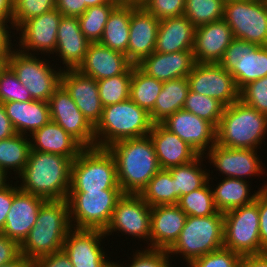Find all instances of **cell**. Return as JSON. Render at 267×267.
Wrapping results in <instances>:
<instances>
[{"mask_svg": "<svg viewBox=\"0 0 267 267\" xmlns=\"http://www.w3.org/2000/svg\"><path fill=\"white\" fill-rule=\"evenodd\" d=\"M73 160L59 154L30 150L19 188L45 200L67 199Z\"/></svg>", "mask_w": 267, "mask_h": 267, "instance_id": "1", "label": "cell"}, {"mask_svg": "<svg viewBox=\"0 0 267 267\" xmlns=\"http://www.w3.org/2000/svg\"><path fill=\"white\" fill-rule=\"evenodd\" d=\"M108 149L115 158L118 183L124 194H140L161 169L149 135L118 141Z\"/></svg>", "mask_w": 267, "mask_h": 267, "instance_id": "2", "label": "cell"}, {"mask_svg": "<svg viewBox=\"0 0 267 267\" xmlns=\"http://www.w3.org/2000/svg\"><path fill=\"white\" fill-rule=\"evenodd\" d=\"M71 229L67 199L47 200L38 212L35 225L20 245V252L34 261L61 251Z\"/></svg>", "mask_w": 267, "mask_h": 267, "instance_id": "3", "label": "cell"}, {"mask_svg": "<svg viewBox=\"0 0 267 267\" xmlns=\"http://www.w3.org/2000/svg\"><path fill=\"white\" fill-rule=\"evenodd\" d=\"M266 135L267 115L239 100L224 108L216 130V144L258 150Z\"/></svg>", "mask_w": 267, "mask_h": 267, "instance_id": "4", "label": "cell"}, {"mask_svg": "<svg viewBox=\"0 0 267 267\" xmlns=\"http://www.w3.org/2000/svg\"><path fill=\"white\" fill-rule=\"evenodd\" d=\"M153 122L149 113L131 99L103 107L101 120L95 126V147L147 136Z\"/></svg>", "mask_w": 267, "mask_h": 267, "instance_id": "5", "label": "cell"}, {"mask_svg": "<svg viewBox=\"0 0 267 267\" xmlns=\"http://www.w3.org/2000/svg\"><path fill=\"white\" fill-rule=\"evenodd\" d=\"M224 213L187 216L183 229L175 243L167 250L169 255H180L187 266L195 259L223 248Z\"/></svg>", "mask_w": 267, "mask_h": 267, "instance_id": "6", "label": "cell"}, {"mask_svg": "<svg viewBox=\"0 0 267 267\" xmlns=\"http://www.w3.org/2000/svg\"><path fill=\"white\" fill-rule=\"evenodd\" d=\"M121 189L117 166L108 148H84L73 160L69 193Z\"/></svg>", "mask_w": 267, "mask_h": 267, "instance_id": "7", "label": "cell"}, {"mask_svg": "<svg viewBox=\"0 0 267 267\" xmlns=\"http://www.w3.org/2000/svg\"><path fill=\"white\" fill-rule=\"evenodd\" d=\"M14 49L9 53L7 64L15 72L20 83L28 89L32 100L48 102L61 85L63 68L60 66L58 71L47 59Z\"/></svg>", "mask_w": 267, "mask_h": 267, "instance_id": "8", "label": "cell"}, {"mask_svg": "<svg viewBox=\"0 0 267 267\" xmlns=\"http://www.w3.org/2000/svg\"><path fill=\"white\" fill-rule=\"evenodd\" d=\"M123 194L121 189L69 193L67 201L72 228L104 231Z\"/></svg>", "mask_w": 267, "mask_h": 267, "instance_id": "9", "label": "cell"}, {"mask_svg": "<svg viewBox=\"0 0 267 267\" xmlns=\"http://www.w3.org/2000/svg\"><path fill=\"white\" fill-rule=\"evenodd\" d=\"M223 247L241 256L262 253L259 211L255 201L224 213Z\"/></svg>", "mask_w": 267, "mask_h": 267, "instance_id": "10", "label": "cell"}, {"mask_svg": "<svg viewBox=\"0 0 267 267\" xmlns=\"http://www.w3.org/2000/svg\"><path fill=\"white\" fill-rule=\"evenodd\" d=\"M223 19L234 38L267 46V8L262 0L225 2Z\"/></svg>", "mask_w": 267, "mask_h": 267, "instance_id": "11", "label": "cell"}, {"mask_svg": "<svg viewBox=\"0 0 267 267\" xmlns=\"http://www.w3.org/2000/svg\"><path fill=\"white\" fill-rule=\"evenodd\" d=\"M219 64L233 77L239 90L267 76V46L234 38Z\"/></svg>", "mask_w": 267, "mask_h": 267, "instance_id": "12", "label": "cell"}, {"mask_svg": "<svg viewBox=\"0 0 267 267\" xmlns=\"http://www.w3.org/2000/svg\"><path fill=\"white\" fill-rule=\"evenodd\" d=\"M151 207L139 194H123L117 201L111 219L103 231L107 236L113 232L142 238L150 242ZM125 233V234H124ZM148 240V241H147Z\"/></svg>", "mask_w": 267, "mask_h": 267, "instance_id": "13", "label": "cell"}, {"mask_svg": "<svg viewBox=\"0 0 267 267\" xmlns=\"http://www.w3.org/2000/svg\"><path fill=\"white\" fill-rule=\"evenodd\" d=\"M187 77L191 91L217 99L225 107L240 100L234 77L219 63H195Z\"/></svg>", "mask_w": 267, "mask_h": 267, "instance_id": "14", "label": "cell"}, {"mask_svg": "<svg viewBox=\"0 0 267 267\" xmlns=\"http://www.w3.org/2000/svg\"><path fill=\"white\" fill-rule=\"evenodd\" d=\"M50 118L76 139L84 148L95 147V127L60 85L49 101Z\"/></svg>", "mask_w": 267, "mask_h": 267, "instance_id": "15", "label": "cell"}, {"mask_svg": "<svg viewBox=\"0 0 267 267\" xmlns=\"http://www.w3.org/2000/svg\"><path fill=\"white\" fill-rule=\"evenodd\" d=\"M62 19V14L56 9L45 12L37 17L23 22L16 30L19 33L20 51L27 54L39 55L44 53L54 55L57 45V30ZM37 52V53H35ZM43 52V53H42Z\"/></svg>", "mask_w": 267, "mask_h": 267, "instance_id": "16", "label": "cell"}, {"mask_svg": "<svg viewBox=\"0 0 267 267\" xmlns=\"http://www.w3.org/2000/svg\"><path fill=\"white\" fill-rule=\"evenodd\" d=\"M105 237L102 230L72 228L64 240L62 250L73 267H113V262L107 259L109 257L101 246V240Z\"/></svg>", "mask_w": 267, "mask_h": 267, "instance_id": "17", "label": "cell"}, {"mask_svg": "<svg viewBox=\"0 0 267 267\" xmlns=\"http://www.w3.org/2000/svg\"><path fill=\"white\" fill-rule=\"evenodd\" d=\"M161 124L199 155H205V151L208 152L216 144L217 128L209 121L184 109L169 115Z\"/></svg>", "mask_w": 267, "mask_h": 267, "instance_id": "18", "label": "cell"}, {"mask_svg": "<svg viewBox=\"0 0 267 267\" xmlns=\"http://www.w3.org/2000/svg\"><path fill=\"white\" fill-rule=\"evenodd\" d=\"M257 153L254 149L227 148L215 144L205 154L210 165L212 163L219 173L224 174L223 177L246 180L261 173L265 175L264 165Z\"/></svg>", "mask_w": 267, "mask_h": 267, "instance_id": "19", "label": "cell"}, {"mask_svg": "<svg viewBox=\"0 0 267 267\" xmlns=\"http://www.w3.org/2000/svg\"><path fill=\"white\" fill-rule=\"evenodd\" d=\"M17 184L14 183V198L0 233L21 245L35 225L41 206L47 200L21 190Z\"/></svg>", "mask_w": 267, "mask_h": 267, "instance_id": "20", "label": "cell"}, {"mask_svg": "<svg viewBox=\"0 0 267 267\" xmlns=\"http://www.w3.org/2000/svg\"><path fill=\"white\" fill-rule=\"evenodd\" d=\"M159 22L142 6L131 5L129 43L125 55L133 65H138L154 52Z\"/></svg>", "mask_w": 267, "mask_h": 267, "instance_id": "21", "label": "cell"}, {"mask_svg": "<svg viewBox=\"0 0 267 267\" xmlns=\"http://www.w3.org/2000/svg\"><path fill=\"white\" fill-rule=\"evenodd\" d=\"M61 86L72 97L87 120L95 127L101 120L103 111L97 81L76 69H69L62 72Z\"/></svg>", "mask_w": 267, "mask_h": 267, "instance_id": "22", "label": "cell"}, {"mask_svg": "<svg viewBox=\"0 0 267 267\" xmlns=\"http://www.w3.org/2000/svg\"><path fill=\"white\" fill-rule=\"evenodd\" d=\"M233 39L232 30L223 18L196 27L193 48L195 63H219Z\"/></svg>", "mask_w": 267, "mask_h": 267, "instance_id": "23", "label": "cell"}, {"mask_svg": "<svg viewBox=\"0 0 267 267\" xmlns=\"http://www.w3.org/2000/svg\"><path fill=\"white\" fill-rule=\"evenodd\" d=\"M186 218L177 204L152 206L148 249L168 250L178 239Z\"/></svg>", "mask_w": 267, "mask_h": 267, "instance_id": "24", "label": "cell"}, {"mask_svg": "<svg viewBox=\"0 0 267 267\" xmlns=\"http://www.w3.org/2000/svg\"><path fill=\"white\" fill-rule=\"evenodd\" d=\"M132 66L124 53L96 42L90 43L83 62L76 70L97 81L125 74Z\"/></svg>", "mask_w": 267, "mask_h": 267, "instance_id": "25", "label": "cell"}, {"mask_svg": "<svg viewBox=\"0 0 267 267\" xmlns=\"http://www.w3.org/2000/svg\"><path fill=\"white\" fill-rule=\"evenodd\" d=\"M195 64L193 50H184L173 53L154 51L144 58L137 66L161 82L184 78L189 75Z\"/></svg>", "mask_w": 267, "mask_h": 267, "instance_id": "26", "label": "cell"}, {"mask_svg": "<svg viewBox=\"0 0 267 267\" xmlns=\"http://www.w3.org/2000/svg\"><path fill=\"white\" fill-rule=\"evenodd\" d=\"M90 42L85 38L78 17L62 16L57 30V45L54 53L64 65L63 70L77 69L83 62Z\"/></svg>", "mask_w": 267, "mask_h": 267, "instance_id": "27", "label": "cell"}, {"mask_svg": "<svg viewBox=\"0 0 267 267\" xmlns=\"http://www.w3.org/2000/svg\"><path fill=\"white\" fill-rule=\"evenodd\" d=\"M148 135L154 145L161 169H170L187 164L199 155L186 142L176 134L171 133L161 123H153Z\"/></svg>", "mask_w": 267, "mask_h": 267, "instance_id": "28", "label": "cell"}, {"mask_svg": "<svg viewBox=\"0 0 267 267\" xmlns=\"http://www.w3.org/2000/svg\"><path fill=\"white\" fill-rule=\"evenodd\" d=\"M195 28L185 15L160 20L154 51L173 53L193 50Z\"/></svg>", "mask_w": 267, "mask_h": 267, "instance_id": "29", "label": "cell"}, {"mask_svg": "<svg viewBox=\"0 0 267 267\" xmlns=\"http://www.w3.org/2000/svg\"><path fill=\"white\" fill-rule=\"evenodd\" d=\"M31 150L63 155L74 160L84 147L56 122L50 120L30 137Z\"/></svg>", "mask_w": 267, "mask_h": 267, "instance_id": "30", "label": "cell"}, {"mask_svg": "<svg viewBox=\"0 0 267 267\" xmlns=\"http://www.w3.org/2000/svg\"><path fill=\"white\" fill-rule=\"evenodd\" d=\"M3 105L15 131L21 135L30 136L51 120L49 103L45 101H11Z\"/></svg>", "mask_w": 267, "mask_h": 267, "instance_id": "31", "label": "cell"}, {"mask_svg": "<svg viewBox=\"0 0 267 267\" xmlns=\"http://www.w3.org/2000/svg\"><path fill=\"white\" fill-rule=\"evenodd\" d=\"M247 180L226 178L216 186L211 187L214 204L218 212L225 213L232 209L253 203L260 191L267 190V183L251 195V188ZM213 188V189H212ZM250 192V193H249Z\"/></svg>", "mask_w": 267, "mask_h": 267, "instance_id": "32", "label": "cell"}, {"mask_svg": "<svg viewBox=\"0 0 267 267\" xmlns=\"http://www.w3.org/2000/svg\"><path fill=\"white\" fill-rule=\"evenodd\" d=\"M190 90L188 77L163 82L154 109L149 113L153 123L163 122L169 115L183 109Z\"/></svg>", "mask_w": 267, "mask_h": 267, "instance_id": "33", "label": "cell"}, {"mask_svg": "<svg viewBox=\"0 0 267 267\" xmlns=\"http://www.w3.org/2000/svg\"><path fill=\"white\" fill-rule=\"evenodd\" d=\"M131 5H118L110 14L98 43L112 50L127 53Z\"/></svg>", "mask_w": 267, "mask_h": 267, "instance_id": "34", "label": "cell"}, {"mask_svg": "<svg viewBox=\"0 0 267 267\" xmlns=\"http://www.w3.org/2000/svg\"><path fill=\"white\" fill-rule=\"evenodd\" d=\"M205 157L204 155H198L187 164L168 169L175 179L176 204H178L181 196L201 188L208 181L209 169H204V165H202Z\"/></svg>", "mask_w": 267, "mask_h": 267, "instance_id": "35", "label": "cell"}, {"mask_svg": "<svg viewBox=\"0 0 267 267\" xmlns=\"http://www.w3.org/2000/svg\"><path fill=\"white\" fill-rule=\"evenodd\" d=\"M31 150L30 138L26 135L14 136L0 140V167L8 174L13 170L18 176L28 161Z\"/></svg>", "mask_w": 267, "mask_h": 267, "instance_id": "36", "label": "cell"}, {"mask_svg": "<svg viewBox=\"0 0 267 267\" xmlns=\"http://www.w3.org/2000/svg\"><path fill=\"white\" fill-rule=\"evenodd\" d=\"M163 88V82L148 76L137 65L132 66L130 99L150 113Z\"/></svg>", "mask_w": 267, "mask_h": 267, "instance_id": "37", "label": "cell"}, {"mask_svg": "<svg viewBox=\"0 0 267 267\" xmlns=\"http://www.w3.org/2000/svg\"><path fill=\"white\" fill-rule=\"evenodd\" d=\"M150 206L175 205L176 185L168 169H160L139 194Z\"/></svg>", "mask_w": 267, "mask_h": 267, "instance_id": "38", "label": "cell"}, {"mask_svg": "<svg viewBox=\"0 0 267 267\" xmlns=\"http://www.w3.org/2000/svg\"><path fill=\"white\" fill-rule=\"evenodd\" d=\"M210 170L208 181L199 189L179 198L178 206L187 216L207 217L217 212L210 188Z\"/></svg>", "mask_w": 267, "mask_h": 267, "instance_id": "39", "label": "cell"}, {"mask_svg": "<svg viewBox=\"0 0 267 267\" xmlns=\"http://www.w3.org/2000/svg\"><path fill=\"white\" fill-rule=\"evenodd\" d=\"M117 6L118 4H101L88 7L84 13L78 17L80 29L90 43L100 41L105 24L111 12Z\"/></svg>", "mask_w": 267, "mask_h": 267, "instance_id": "40", "label": "cell"}, {"mask_svg": "<svg viewBox=\"0 0 267 267\" xmlns=\"http://www.w3.org/2000/svg\"><path fill=\"white\" fill-rule=\"evenodd\" d=\"M224 10L223 0H185L184 15L198 27L222 19Z\"/></svg>", "mask_w": 267, "mask_h": 267, "instance_id": "41", "label": "cell"}, {"mask_svg": "<svg viewBox=\"0 0 267 267\" xmlns=\"http://www.w3.org/2000/svg\"><path fill=\"white\" fill-rule=\"evenodd\" d=\"M131 76L132 67L125 74L97 80L103 107L130 99Z\"/></svg>", "mask_w": 267, "mask_h": 267, "instance_id": "42", "label": "cell"}, {"mask_svg": "<svg viewBox=\"0 0 267 267\" xmlns=\"http://www.w3.org/2000/svg\"><path fill=\"white\" fill-rule=\"evenodd\" d=\"M225 106L217 99L189 90L183 109L212 123L219 125Z\"/></svg>", "mask_w": 267, "mask_h": 267, "instance_id": "43", "label": "cell"}, {"mask_svg": "<svg viewBox=\"0 0 267 267\" xmlns=\"http://www.w3.org/2000/svg\"><path fill=\"white\" fill-rule=\"evenodd\" d=\"M55 7L56 0H13L12 30Z\"/></svg>", "mask_w": 267, "mask_h": 267, "instance_id": "44", "label": "cell"}, {"mask_svg": "<svg viewBox=\"0 0 267 267\" xmlns=\"http://www.w3.org/2000/svg\"><path fill=\"white\" fill-rule=\"evenodd\" d=\"M31 100L28 89L20 83L15 72L7 64L0 72V103Z\"/></svg>", "mask_w": 267, "mask_h": 267, "instance_id": "45", "label": "cell"}, {"mask_svg": "<svg viewBox=\"0 0 267 267\" xmlns=\"http://www.w3.org/2000/svg\"><path fill=\"white\" fill-rule=\"evenodd\" d=\"M240 100L267 115V76L252 81L240 90Z\"/></svg>", "mask_w": 267, "mask_h": 267, "instance_id": "46", "label": "cell"}, {"mask_svg": "<svg viewBox=\"0 0 267 267\" xmlns=\"http://www.w3.org/2000/svg\"><path fill=\"white\" fill-rule=\"evenodd\" d=\"M142 249L136 250L133 254V260H130V264L123 266L117 262L113 261V267H174L172 266L171 257L167 250L158 249ZM171 261V262H170Z\"/></svg>", "mask_w": 267, "mask_h": 267, "instance_id": "47", "label": "cell"}, {"mask_svg": "<svg viewBox=\"0 0 267 267\" xmlns=\"http://www.w3.org/2000/svg\"><path fill=\"white\" fill-rule=\"evenodd\" d=\"M242 256L226 248L195 259L189 267H240Z\"/></svg>", "mask_w": 267, "mask_h": 267, "instance_id": "48", "label": "cell"}, {"mask_svg": "<svg viewBox=\"0 0 267 267\" xmlns=\"http://www.w3.org/2000/svg\"><path fill=\"white\" fill-rule=\"evenodd\" d=\"M142 7L162 20L184 15L185 0H146Z\"/></svg>", "mask_w": 267, "mask_h": 267, "instance_id": "49", "label": "cell"}, {"mask_svg": "<svg viewBox=\"0 0 267 267\" xmlns=\"http://www.w3.org/2000/svg\"><path fill=\"white\" fill-rule=\"evenodd\" d=\"M259 211V233L262 253L267 251V190L260 191L255 199Z\"/></svg>", "mask_w": 267, "mask_h": 267, "instance_id": "50", "label": "cell"}, {"mask_svg": "<svg viewBox=\"0 0 267 267\" xmlns=\"http://www.w3.org/2000/svg\"><path fill=\"white\" fill-rule=\"evenodd\" d=\"M20 255V245L0 233V266L14 261Z\"/></svg>", "mask_w": 267, "mask_h": 267, "instance_id": "51", "label": "cell"}, {"mask_svg": "<svg viewBox=\"0 0 267 267\" xmlns=\"http://www.w3.org/2000/svg\"><path fill=\"white\" fill-rule=\"evenodd\" d=\"M34 267H73L71 260L61 250L34 260Z\"/></svg>", "mask_w": 267, "mask_h": 267, "instance_id": "52", "label": "cell"}, {"mask_svg": "<svg viewBox=\"0 0 267 267\" xmlns=\"http://www.w3.org/2000/svg\"><path fill=\"white\" fill-rule=\"evenodd\" d=\"M62 16L79 17L87 9L82 0H56L55 7Z\"/></svg>", "mask_w": 267, "mask_h": 267, "instance_id": "53", "label": "cell"}, {"mask_svg": "<svg viewBox=\"0 0 267 267\" xmlns=\"http://www.w3.org/2000/svg\"><path fill=\"white\" fill-rule=\"evenodd\" d=\"M14 198V185L11 183L0 190V232L6 222V216L10 210Z\"/></svg>", "mask_w": 267, "mask_h": 267, "instance_id": "54", "label": "cell"}, {"mask_svg": "<svg viewBox=\"0 0 267 267\" xmlns=\"http://www.w3.org/2000/svg\"><path fill=\"white\" fill-rule=\"evenodd\" d=\"M8 22L11 25H8ZM10 26L12 27V21H0V54H9L14 48L12 46L16 45L10 40L13 37L11 35L12 31L9 29Z\"/></svg>", "mask_w": 267, "mask_h": 267, "instance_id": "55", "label": "cell"}, {"mask_svg": "<svg viewBox=\"0 0 267 267\" xmlns=\"http://www.w3.org/2000/svg\"><path fill=\"white\" fill-rule=\"evenodd\" d=\"M15 134H17V132L6 114L4 105L0 103V140L10 138Z\"/></svg>", "mask_w": 267, "mask_h": 267, "instance_id": "56", "label": "cell"}, {"mask_svg": "<svg viewBox=\"0 0 267 267\" xmlns=\"http://www.w3.org/2000/svg\"><path fill=\"white\" fill-rule=\"evenodd\" d=\"M240 267H267V251L260 254L243 255Z\"/></svg>", "mask_w": 267, "mask_h": 267, "instance_id": "57", "label": "cell"}, {"mask_svg": "<svg viewBox=\"0 0 267 267\" xmlns=\"http://www.w3.org/2000/svg\"><path fill=\"white\" fill-rule=\"evenodd\" d=\"M13 0H0V21H12Z\"/></svg>", "mask_w": 267, "mask_h": 267, "instance_id": "58", "label": "cell"}, {"mask_svg": "<svg viewBox=\"0 0 267 267\" xmlns=\"http://www.w3.org/2000/svg\"><path fill=\"white\" fill-rule=\"evenodd\" d=\"M0 267H34V261L21 254L14 261Z\"/></svg>", "mask_w": 267, "mask_h": 267, "instance_id": "59", "label": "cell"}, {"mask_svg": "<svg viewBox=\"0 0 267 267\" xmlns=\"http://www.w3.org/2000/svg\"><path fill=\"white\" fill-rule=\"evenodd\" d=\"M82 4H85L86 7H92L101 4H117L115 0H82Z\"/></svg>", "mask_w": 267, "mask_h": 267, "instance_id": "60", "label": "cell"}, {"mask_svg": "<svg viewBox=\"0 0 267 267\" xmlns=\"http://www.w3.org/2000/svg\"><path fill=\"white\" fill-rule=\"evenodd\" d=\"M146 0H115L118 5L142 6Z\"/></svg>", "mask_w": 267, "mask_h": 267, "instance_id": "61", "label": "cell"}, {"mask_svg": "<svg viewBox=\"0 0 267 267\" xmlns=\"http://www.w3.org/2000/svg\"><path fill=\"white\" fill-rule=\"evenodd\" d=\"M7 175L8 174L0 167V190L11 183L7 180V178H9Z\"/></svg>", "mask_w": 267, "mask_h": 267, "instance_id": "62", "label": "cell"}, {"mask_svg": "<svg viewBox=\"0 0 267 267\" xmlns=\"http://www.w3.org/2000/svg\"><path fill=\"white\" fill-rule=\"evenodd\" d=\"M9 54H0V72L7 65V58Z\"/></svg>", "mask_w": 267, "mask_h": 267, "instance_id": "63", "label": "cell"}, {"mask_svg": "<svg viewBox=\"0 0 267 267\" xmlns=\"http://www.w3.org/2000/svg\"><path fill=\"white\" fill-rule=\"evenodd\" d=\"M262 1H263L264 5H265L266 8H267V0H262Z\"/></svg>", "mask_w": 267, "mask_h": 267, "instance_id": "64", "label": "cell"}]
</instances>
